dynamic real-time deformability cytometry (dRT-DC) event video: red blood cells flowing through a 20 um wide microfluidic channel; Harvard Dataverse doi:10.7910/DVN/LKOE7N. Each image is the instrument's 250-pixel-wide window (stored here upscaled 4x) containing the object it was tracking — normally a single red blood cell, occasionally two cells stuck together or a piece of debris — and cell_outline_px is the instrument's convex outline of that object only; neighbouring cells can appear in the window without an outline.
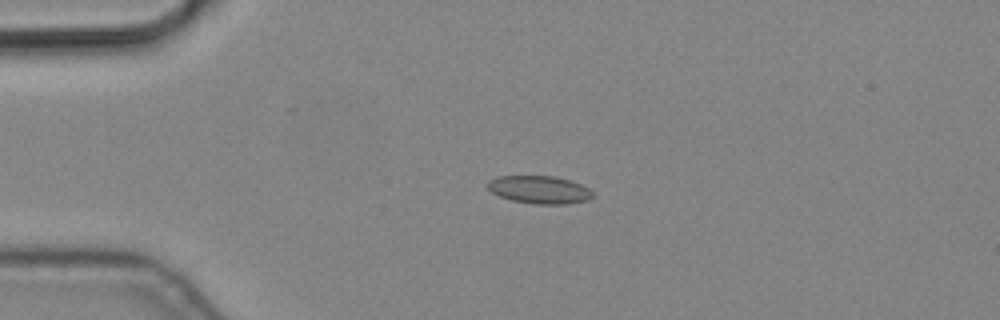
{"species": "common noctule bat (a hibernating species)", "species_latin": "Nyctalus noctula", "temperature_condition": "cold", "stored_images_in_passage": 6, "camera_frame_rate_fps": 3000, "um_per_image_px": 0.085, "animal": {"sex": "male", "body_mass_g": 19.2, "forearm_length_mm": 51.8}, "frame": {"image": 1, "passage_image": 4, "time_ms": 1.0, "image_size_px": [1000, 320], "cell_outline_px": [[592, 196], [588, 200], [564, 204], [536, 204], [512, 200], [500, 196], [492, 192], [488, 188], [488, 180], [496, 176], [552, 176], [568, 180], [580, 184], [588, 188], [592, 192]], "centroid_in_image_um": [45.82, 16.12], "position_along_channel_um": 39.2, "area_um2": 16.82}}
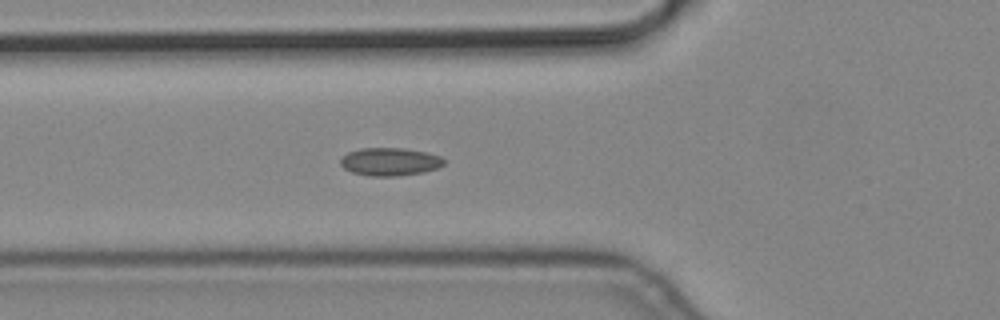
{"frame": {"image": 2, "passage_image": 6, "time_ms": 1.667, "image_size_px": [1000, 320], "cell_outline_px": [[444, 164], [436, 168], [424, 172], [396, 176], [368, 176], [352, 172], [344, 168], [340, 164], [340, 160], [348, 152], [360, 148], [404, 148], [424, 152], [440, 156], [444, 160]], "centroid_in_image_um": [33.12, 13.75], "position_along_channel_um": 92.7, "area_um2": 16.76}}